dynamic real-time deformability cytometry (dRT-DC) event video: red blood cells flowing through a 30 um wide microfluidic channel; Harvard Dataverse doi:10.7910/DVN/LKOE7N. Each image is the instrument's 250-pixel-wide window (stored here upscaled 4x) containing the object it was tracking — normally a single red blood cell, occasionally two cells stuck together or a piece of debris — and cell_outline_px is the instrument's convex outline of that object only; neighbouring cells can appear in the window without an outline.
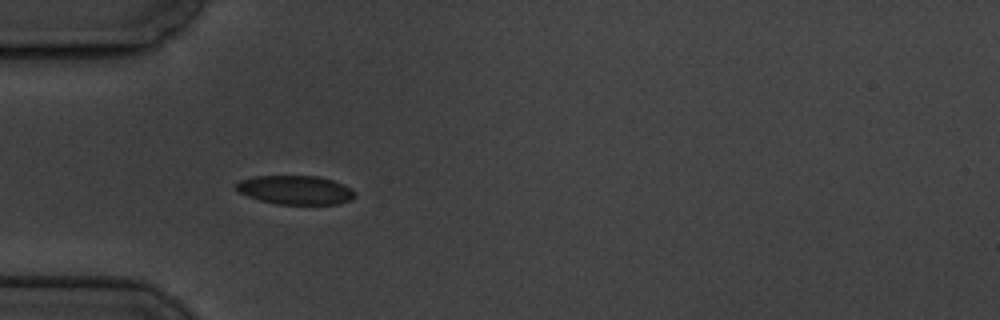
{"species": "common noctule bat (a hibernating species)", "species_latin": "Nyctalus noctula", "temperature_condition": "cold", "stored_images_in_passage": 6, "camera_frame_rate_fps": 3000, "um_per_image_px": 0.085, "animal": {"sex": "male", "body_mass_g": 19.5, "forearm_length_mm": 54.6}, "frame": {"image": 1, "passage_image": 4, "time_ms": 4.333, "image_size_px": [1000, 320], "cell_outline_px": [[356, 196], [348, 200], [336, 204], [276, 204], [260, 200], [248, 196], [240, 192], [236, 188], [236, 184], [240, 180], [256, 176], [316, 176], [332, 180], [352, 188], [356, 192]], "centroid_in_image_um": [25.12, 16.15], "position_along_channel_um": 59.9, "area_um2": 19.83}}
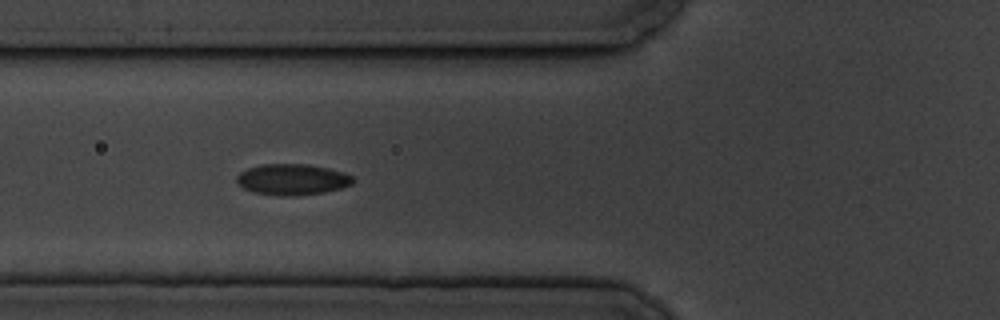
{"frame": {"image": 2, "passage_image": 5, "time_ms": 5.667, "image_size_px": [1000, 320], "cell_outline_px": [[356, 180], [352, 184], [340, 188], [324, 192], [296, 196], [280, 196], [252, 192], [244, 188], [236, 180], [236, 176], [240, 172], [248, 168], [264, 164], [308, 164], [328, 168], [344, 172], [352, 176]], "centroid_in_image_um": [24.86, 15.26], "position_along_channel_um": 100.9, "area_um2": 21.1}}
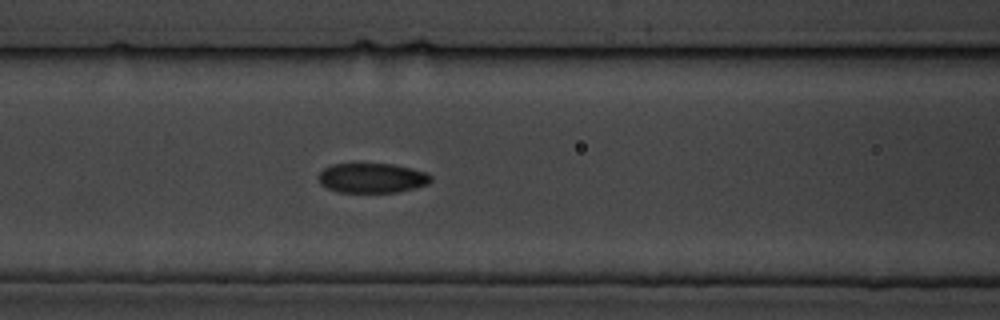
{"frame": {"image": 3, "passage_image": 6, "time_ms": 6.667, "image_size_px": [1000, 320], "cell_outline_px": [[432, 180], [428, 184], [416, 188], [396, 192], [340, 192], [328, 188], [320, 184], [320, 172], [324, 168], [332, 164], [392, 164], [428, 172], [432, 176]], "centroid_in_image_um": [31.67, 15.13], "position_along_channel_um": 134.9, "area_um2": 19.42}}